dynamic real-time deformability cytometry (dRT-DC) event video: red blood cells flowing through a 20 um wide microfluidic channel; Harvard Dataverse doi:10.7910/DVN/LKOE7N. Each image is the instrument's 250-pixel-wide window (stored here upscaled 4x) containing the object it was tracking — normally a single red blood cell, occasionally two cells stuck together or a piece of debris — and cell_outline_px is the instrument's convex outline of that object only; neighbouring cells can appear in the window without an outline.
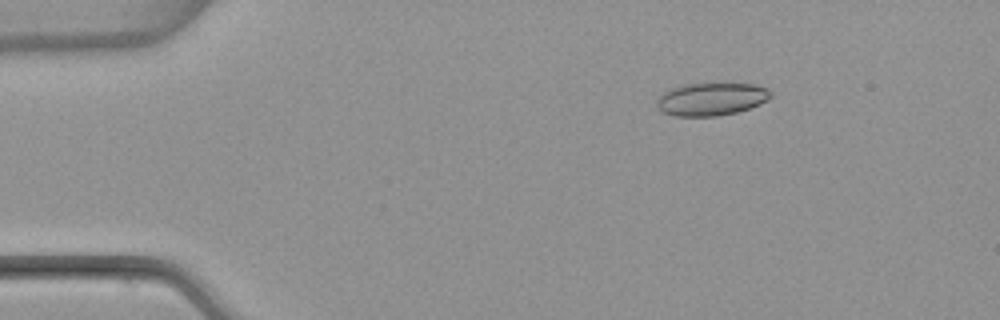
{"species": "common noctule bat (a hibernating species)", "species_latin": "Nyctalus noctula", "temperature_condition": "warm", "stored_images_in_passage": 4, "camera_frame_rate_fps": 3000, "um_per_image_px": 0.085, "animal": {"sex": "female", "body_mass_g": 22.7, "forearm_length_mm": 54.2}, "frame": {"image": 1, "passage_image": 2, "time_ms": 1.333, "image_size_px": [1000, 320], "cell_outline_px": [[772, 96], [768, 100], [760, 104], [736, 112], [716, 116], [672, 116], [656, 108], [656, 100], [664, 92], [672, 88], [684, 84], [756, 84], [768, 88], [772, 92]], "centroid_in_image_um": [60.46, 8.43], "position_along_channel_um": 24.5, "area_um2": 21.79}}